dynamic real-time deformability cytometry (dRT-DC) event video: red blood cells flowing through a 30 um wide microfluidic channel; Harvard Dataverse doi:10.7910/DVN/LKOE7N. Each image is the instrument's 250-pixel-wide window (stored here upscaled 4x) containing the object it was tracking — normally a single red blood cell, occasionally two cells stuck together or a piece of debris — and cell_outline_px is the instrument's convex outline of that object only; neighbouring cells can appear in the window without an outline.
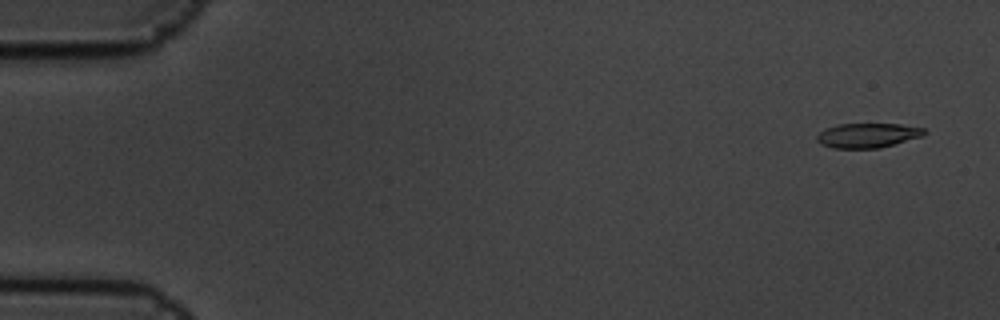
{"species": "common noctule bat (a hibernating species)", "species_latin": "Nyctalus noctula", "temperature_condition": "cold", "stored_images_in_passage": 6, "camera_frame_rate_fps": 3000, "um_per_image_px": 0.085, "animal": {"sex": "male", "body_mass_g": 19.5, "forearm_length_mm": 54.6}, "frame": {"image": 1, "passage_image": 1, "time_ms": 0.0, "image_size_px": [1000, 320], "cell_outline_px": [[928, 132], [920, 136], [880, 148], [832, 148], [820, 144], [816, 140], [816, 136], [824, 128], [836, 124], [900, 124], [924, 128]], "centroid_in_image_um": [73.69, 11.5], "position_along_channel_um": 11.3, "area_um2": 15.37}}